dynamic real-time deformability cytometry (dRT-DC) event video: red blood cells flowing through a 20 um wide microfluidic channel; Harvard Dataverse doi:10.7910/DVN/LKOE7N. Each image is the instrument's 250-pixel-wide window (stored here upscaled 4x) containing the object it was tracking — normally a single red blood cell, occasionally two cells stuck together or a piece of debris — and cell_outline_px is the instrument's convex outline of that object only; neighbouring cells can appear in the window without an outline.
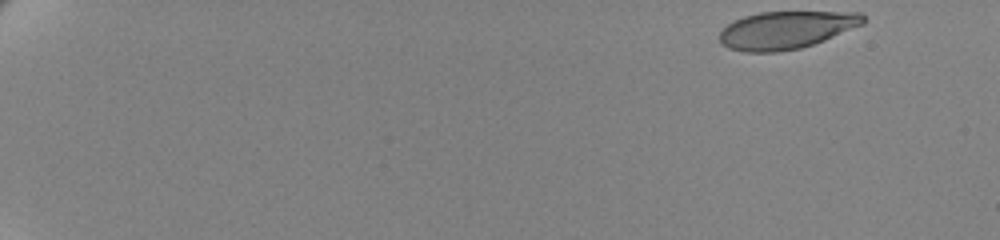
{"species": "human", "species_latin": "Homo sapiens", "temperature_condition": "cold", "stored_images_in_passage": 57, "camera_frame_rate_fps": 3000, "um_per_image_px": 0.085, "donor": {"sex": "female"}, "frame": {"image": 1, "passage_image": 1, "time_ms": 0.0, "image_size_px": [1000, 240], "cell_outline_px": [[864, 24], [824, 40], [800, 48], [776, 52], [744, 52], [728, 48], [720, 40], [720, 32], [728, 24], [744, 16], [760, 12], [860, 12], [864, 16]], "centroid_in_image_um": [66.83, 2.55], "position_along_channel_um": 18.2, "area_um2": 31.27}}
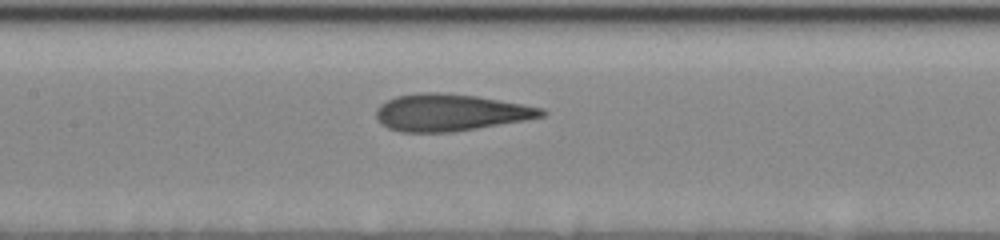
{"frame": {"image": 2, "passage_image": 29, "time_ms": 9.333, "image_size_px": [1000, 240], "cell_outline_px": [[548, 112], [544, 116], [524, 120], [452, 132], [400, 132], [388, 128], [380, 124], [376, 116], [376, 108], [380, 104], [396, 96], [416, 92], [440, 92], [476, 96], [524, 104], [544, 108]], "centroid_in_image_um": [38.25, 9.55], "position_along_channel_um": 169.1, "area_um2": 35.72}}
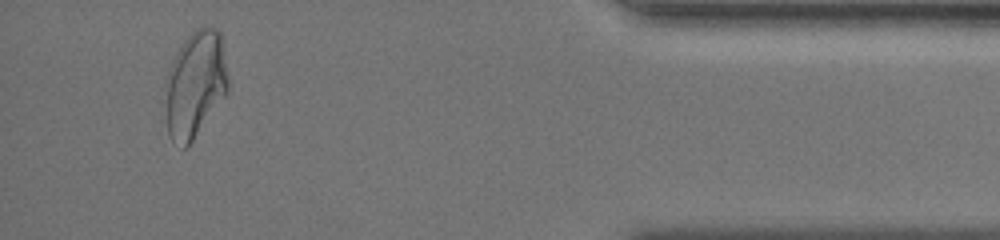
{"frame": {"image": 3, "passage_image": 54, "time_ms": 17.667, "image_size_px": [1000, 240], "cell_outline_px": [[228, 88], [224, 96], [192, 140], [184, 148], [172, 140], [168, 136], [164, 84], [168, 68], [180, 44], [200, 24], [216, 28], [220, 32], [228, 76]], "centroid_in_image_um": [16.56, 7.1], "position_along_channel_um": 418.6, "area_um2": 38.96}, "authors_computed_cell_mechanics": {"area_um2": 35.0268, "velocity_mm_per_s": 3.4697, "shape_relaxation_time_tau1_ms": 8.0092, "shape_relaxation_time_tau2_ms": 1.0847, "deformation_change_tau1": 0.24, "deformation_change_tau2": 0.096}}